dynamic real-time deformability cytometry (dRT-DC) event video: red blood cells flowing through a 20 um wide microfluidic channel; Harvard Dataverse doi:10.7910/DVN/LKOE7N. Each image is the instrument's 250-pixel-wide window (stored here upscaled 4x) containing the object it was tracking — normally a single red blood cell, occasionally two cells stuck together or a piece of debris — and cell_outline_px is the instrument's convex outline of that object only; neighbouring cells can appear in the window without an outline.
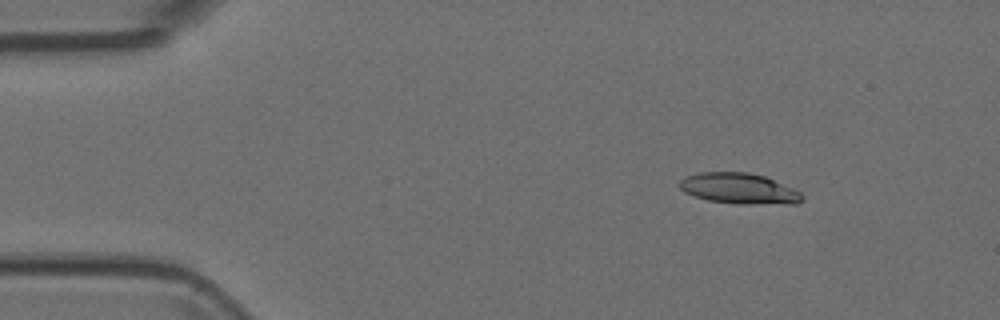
{"species": "Egyptian fruit bat (a non-hibernating species)", "species_latin": "Rousettus aegyptiacus", "temperature_condition": "room temperature", "stored_images_in_passage": 4, "camera_frame_rate_fps": 3000, "um_per_image_px": 0.085, "animal": {"sex": "female"}, "frame": {"image": 1, "passage_image": 2, "time_ms": 0.333, "image_size_px": [1000, 320], "cell_outline_px": [[804, 200], [796, 204], [744, 204], [708, 200], [684, 192], [676, 184], [684, 176], [700, 172], [748, 172], [764, 176], [792, 188], [800, 192], [804, 196]], "centroid_in_image_um": [62.81, 16.02], "position_along_channel_um": 22.2, "area_um2": 22.02}}